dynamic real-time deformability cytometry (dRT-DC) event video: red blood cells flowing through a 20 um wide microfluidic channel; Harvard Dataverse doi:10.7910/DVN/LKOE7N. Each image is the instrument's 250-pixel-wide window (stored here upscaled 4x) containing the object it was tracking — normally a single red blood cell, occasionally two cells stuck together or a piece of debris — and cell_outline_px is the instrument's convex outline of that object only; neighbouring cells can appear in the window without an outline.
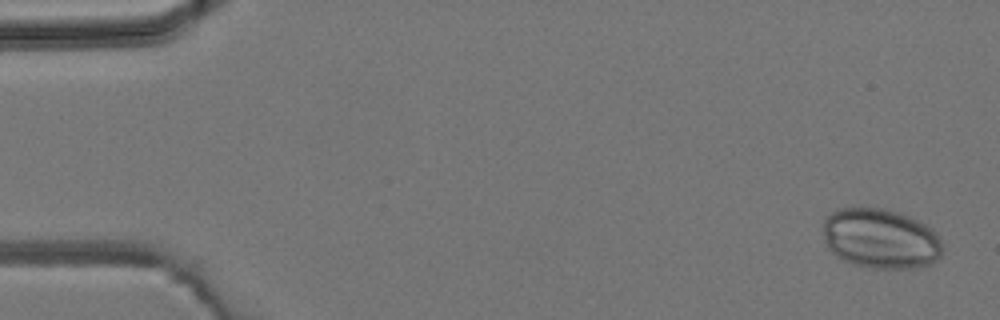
{"species": "common noctule bat (a hibernating species)", "species_latin": "Nyctalus noctula", "temperature_condition": "room temperature", "stored_images_in_passage": 4, "camera_frame_rate_fps": 3000, "um_per_image_px": 0.085, "animal": {"sex": "male", "body_mass_g": 19.2, "forearm_length_mm": 51.8}, "frame": {"image": 1, "passage_image": 1, "time_ms": 0.0, "image_size_px": [1000, 320], "cell_outline_px": [[944, 248], [940, 256], [932, 264], [916, 268], [868, 268], [852, 264], [836, 256], [828, 248], [824, 240], [824, 220], [836, 208], [884, 208], [900, 212], [932, 228], [940, 236]], "centroid_in_image_um": [74.88, 20.29], "position_along_channel_um": 10.1, "area_um2": 42.19}}